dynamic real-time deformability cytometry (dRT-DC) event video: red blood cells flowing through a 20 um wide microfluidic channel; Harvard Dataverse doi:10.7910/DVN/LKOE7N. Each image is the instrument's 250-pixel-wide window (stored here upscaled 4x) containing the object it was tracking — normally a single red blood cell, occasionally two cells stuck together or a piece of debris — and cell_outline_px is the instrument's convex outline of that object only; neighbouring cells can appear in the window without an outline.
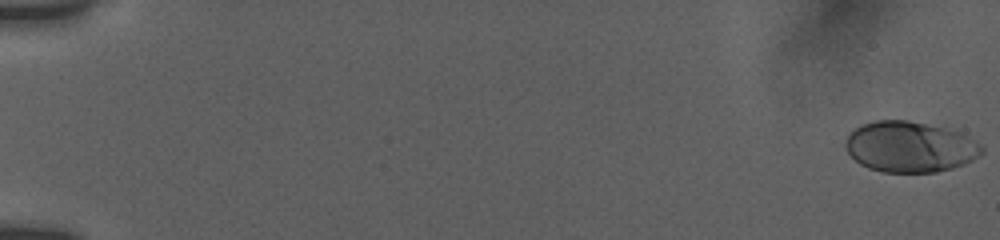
{"species": "human", "species_latin": "Homo sapiens", "temperature_condition": "room temperature", "stored_images_in_passage": 55, "camera_frame_rate_fps": 3000, "um_per_image_px": 0.085, "donor": {"sex": "female"}, "frame": {"image": 1, "passage_image": 1, "time_ms": 0.0, "image_size_px": [1000, 240], "cell_outline_px": [[984, 152], [980, 156], [964, 164], [952, 168], [936, 172], [884, 172], [868, 168], [860, 164], [848, 152], [844, 144], [844, 140], [856, 128], [864, 124], [876, 120], [908, 120], [944, 128], [960, 132], [980, 144], [984, 148]], "centroid_in_image_um": [77.36, 12.49], "position_along_channel_um": 7.6, "area_um2": 40.17}}
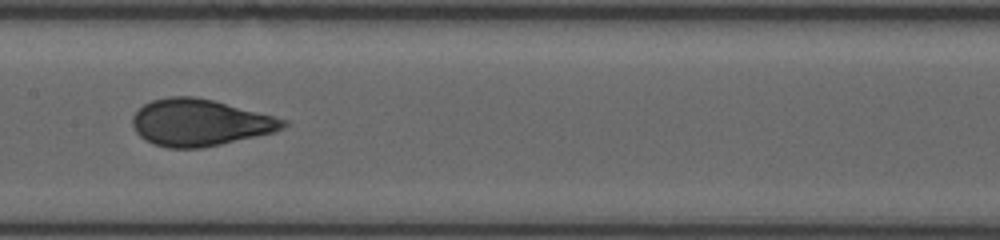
{"frame": {"image": 2, "passage_image": 30, "time_ms": 9.667, "image_size_px": [1000, 240], "cell_outline_px": [[288, 124], [284, 128], [272, 132], [256, 136], [220, 144], [200, 148], [168, 148], [152, 144], [144, 140], [132, 128], [132, 116], [144, 104], [152, 100], [168, 96], [196, 96], [212, 100], [288, 120]], "centroid_in_image_um": [16.94, 10.42], "position_along_channel_um": 190.5, "area_um2": 40.92}}
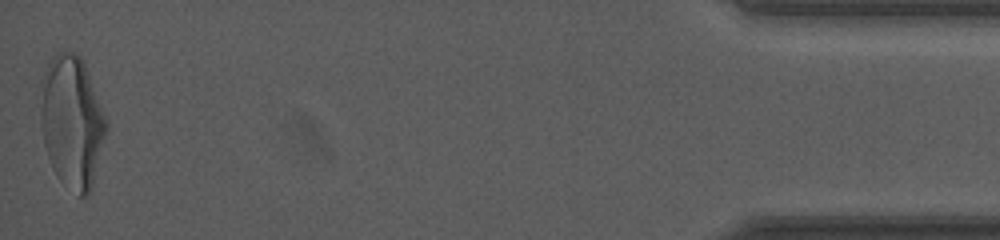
{"frame": {"image": 3, "passage_image": 55, "time_ms": 18.0, "image_size_px": [1000, 240], "cell_outline_px": [[108, 128], [92, 188], [88, 196], [80, 196], [60, 180], [56, 176], [52, 168], [44, 144], [40, 124], [40, 80], [52, 56], [56, 52], [76, 52], [80, 56], [84, 64], [104, 116]], "centroid_in_image_um": [6.08, 10.36], "position_along_channel_um": 429.1, "area_um2": 50.52}, "authors_computed_cell_mechanics": {"area_um2": 40.4022, "velocity_mm_per_s": 3.843, "shape_relaxation_time_tau1_ms": 4.1591, "shape_relaxation_time_tau2_ms": null, "deformation_change_tau1": 0.1782, "deformation_change_tau2": null}}